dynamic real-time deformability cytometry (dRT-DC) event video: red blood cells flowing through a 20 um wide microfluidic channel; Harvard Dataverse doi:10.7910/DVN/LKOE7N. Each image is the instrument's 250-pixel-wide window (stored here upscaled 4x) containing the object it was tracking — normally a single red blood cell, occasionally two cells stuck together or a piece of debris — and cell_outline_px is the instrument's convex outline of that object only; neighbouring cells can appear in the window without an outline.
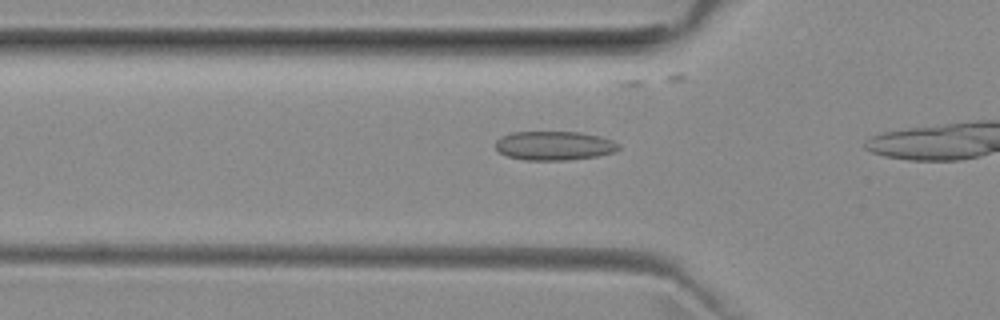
{"species": "common noctule bat (a hibernating species)", "species_latin": "Nyctalus noctula", "temperature_condition": "room temperature", "stored_images_in_passage": 17, "camera_frame_rate_fps": 3000, "um_per_image_px": 0.085, "animal": {"sex": "female", "body_mass_g": 29.2, "forearm_length_mm": 56.3}, "frame": {"image": 1, "passage_image": 12, "time_ms": 3.667, "image_size_px": [1000, 320], "cell_outline_px": [[620, 148], [616, 152], [596, 156], [568, 160], [524, 160], [508, 156], [500, 152], [496, 148], [496, 140], [500, 136], [512, 132], [580, 132], [600, 136], [612, 140], [620, 144]], "centroid_in_image_um": [47.13, 12.38], "position_along_channel_um": 78.7, "area_um2": 20.92}}
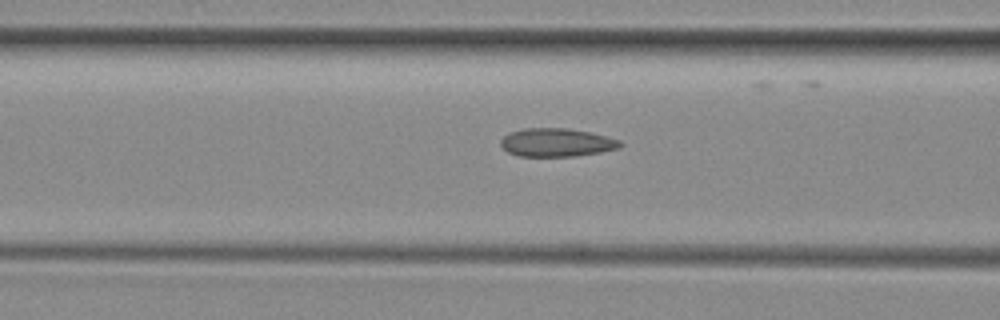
{"frame": {"image": 2, "passage_image": 15, "time_ms": 4.667, "image_size_px": [1000, 320], "cell_outline_px": [[624, 144], [620, 148], [600, 152], [576, 156], [520, 156], [508, 152], [500, 144], [500, 140], [508, 132], [524, 128], [568, 128], [608, 136], [620, 140]], "centroid_in_image_um": [47.33, 12.1], "position_along_channel_um": 119.3, "area_um2": 19.83}}